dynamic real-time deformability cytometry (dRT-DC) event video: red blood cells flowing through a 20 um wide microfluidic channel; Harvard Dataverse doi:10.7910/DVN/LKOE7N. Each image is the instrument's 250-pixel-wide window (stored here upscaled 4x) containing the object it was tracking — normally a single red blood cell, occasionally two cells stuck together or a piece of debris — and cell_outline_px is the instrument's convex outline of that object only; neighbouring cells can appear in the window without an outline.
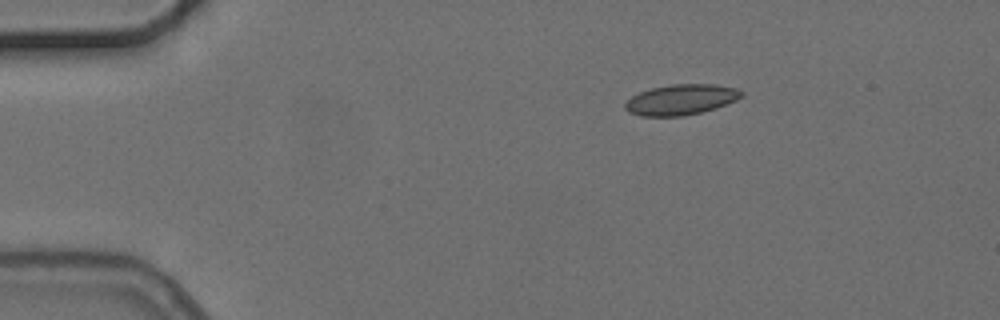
{"species": "common noctule bat (a hibernating species)", "species_latin": "Nyctalus noctula", "temperature_condition": "cold", "stored_images_in_passage": 3, "segment_of_instrument_passage": [1, 2], "camera_frame_rate_fps": 3000, "um_per_image_px": 0.085, "animal": {"sex": "female", "body_mass_g": 24.6, "forearm_length_mm": 56.2}, "frame": {"image": 1, "passage_image": 1, "time_ms": 0.0, "image_size_px": [1000, 320], "cell_outline_px": [[744, 96], [736, 100], [716, 108], [684, 116], [640, 116], [628, 112], [624, 108], [624, 104], [632, 96], [640, 92], [652, 88], [672, 84], [716, 84], [736, 88], [744, 92]], "centroid_in_image_um": [57.9, 8.47], "position_along_channel_um": 27.1, "area_um2": 20.75}}